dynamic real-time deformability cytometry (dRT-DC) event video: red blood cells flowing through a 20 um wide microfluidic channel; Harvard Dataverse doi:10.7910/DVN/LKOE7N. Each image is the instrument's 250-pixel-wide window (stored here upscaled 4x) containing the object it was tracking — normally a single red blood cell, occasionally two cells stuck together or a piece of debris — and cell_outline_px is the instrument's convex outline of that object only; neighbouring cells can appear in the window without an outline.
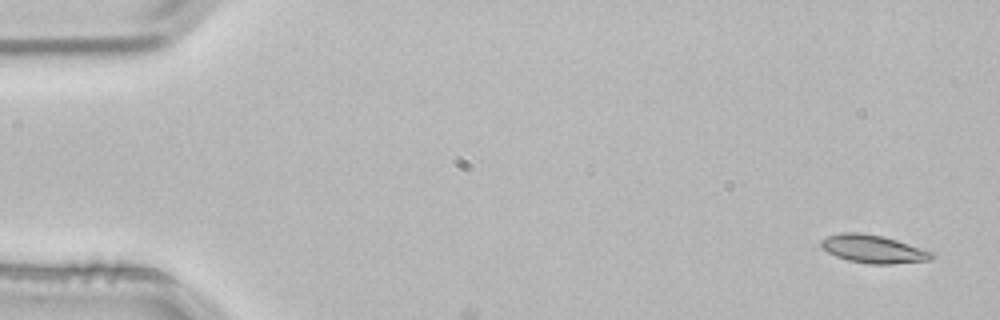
{"species": "common noctule bat (a hibernating species)", "species_latin": "Nyctalus noctula", "temperature_condition": "room temperature", "stored_images_in_passage": 4, "segment_of_instrument_passage": [1, 2], "camera_frame_rate_fps": 3000, "um_per_image_px": 0.085, "animal": {"sex": "male", "body_mass_g": 21.5, "forearm_length_mm": 52.0}, "frame": {"image": 1, "passage_image": 1, "time_ms": 0.0, "image_size_px": [1000, 320], "cell_outline_px": [[936, 256], [928, 260], [892, 264], [868, 264], [848, 260], [836, 256], [820, 248], [820, 240], [828, 236], [840, 232], [860, 232], [884, 236], [936, 252]], "centroid_in_image_um": [74.24, 21.16], "position_along_channel_um": 10.8, "area_um2": 18.38}}